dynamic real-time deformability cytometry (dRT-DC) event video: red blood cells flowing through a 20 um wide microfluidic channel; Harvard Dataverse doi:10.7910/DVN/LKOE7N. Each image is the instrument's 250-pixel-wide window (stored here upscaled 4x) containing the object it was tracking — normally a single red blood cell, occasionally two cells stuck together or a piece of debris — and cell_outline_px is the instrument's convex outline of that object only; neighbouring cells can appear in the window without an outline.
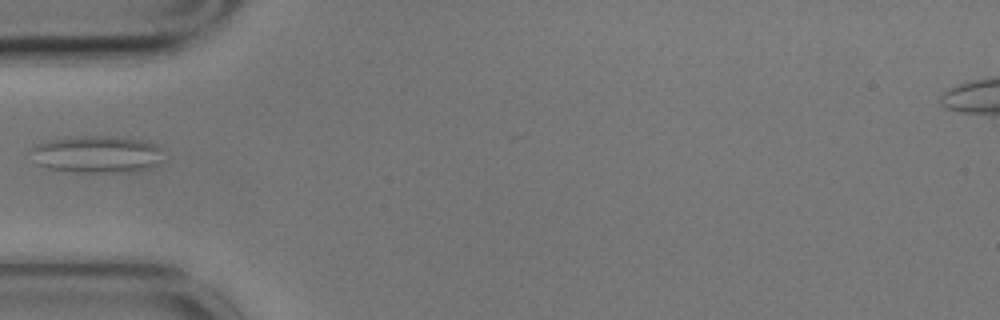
{"species": "common noctule bat (a hibernating species)", "species_latin": "Nyctalus noctula", "temperature_condition": "cold", "stored_images_in_passage": 3, "camera_frame_rate_fps": 3000, "um_per_image_px": 0.085, "animal": {"sex": "male", "body_mass_g": 17.9}, "frame": {"image": 1, "passage_image": 2, "time_ms": 0.333, "image_size_px": [1000, 320], "cell_outline_px": [[168, 160], [144, 168], [128, 172], [64, 172], [48, 168], [36, 164], [24, 152], [32, 144], [44, 140], [76, 136], [128, 136], [148, 140], [160, 144], [164, 148]], "centroid_in_image_um": [8.22, 13.08], "position_along_channel_um": 76.8, "area_um2": 30.58}}